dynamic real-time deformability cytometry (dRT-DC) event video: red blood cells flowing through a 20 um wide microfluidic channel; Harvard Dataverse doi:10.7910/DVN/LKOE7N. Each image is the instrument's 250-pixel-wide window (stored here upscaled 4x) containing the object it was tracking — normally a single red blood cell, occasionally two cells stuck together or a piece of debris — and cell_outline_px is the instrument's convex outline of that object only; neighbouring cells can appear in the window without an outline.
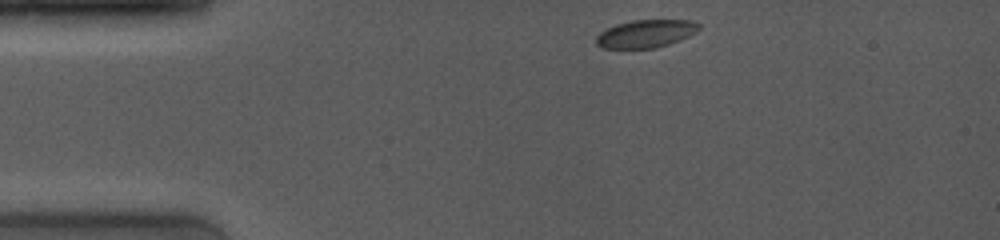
{"species": "common noctule bat (a hibernating species)", "species_latin": "Nyctalus noctula", "temperature_condition": "room temperature", "stored_images_in_passage": 5, "camera_frame_rate_fps": 4000, "um_per_image_px": 0.085, "animal": {"sex": "female", "body_mass_g": 19.0, "forearm_length_mm": 53.3}, "frame": {"image": 1, "passage_image": 1, "time_ms": 0.0, "image_size_px": [1000, 240], "cell_outline_px": [[700, 28], [696, 32], [680, 40], [656, 48], [600, 48], [596, 44], [596, 36], [600, 32], [616, 24], [632, 20], [692, 20], [700, 24]], "centroid_in_image_um": [54.89, 2.86], "position_along_channel_um": 30.1, "area_um2": 16.7}}